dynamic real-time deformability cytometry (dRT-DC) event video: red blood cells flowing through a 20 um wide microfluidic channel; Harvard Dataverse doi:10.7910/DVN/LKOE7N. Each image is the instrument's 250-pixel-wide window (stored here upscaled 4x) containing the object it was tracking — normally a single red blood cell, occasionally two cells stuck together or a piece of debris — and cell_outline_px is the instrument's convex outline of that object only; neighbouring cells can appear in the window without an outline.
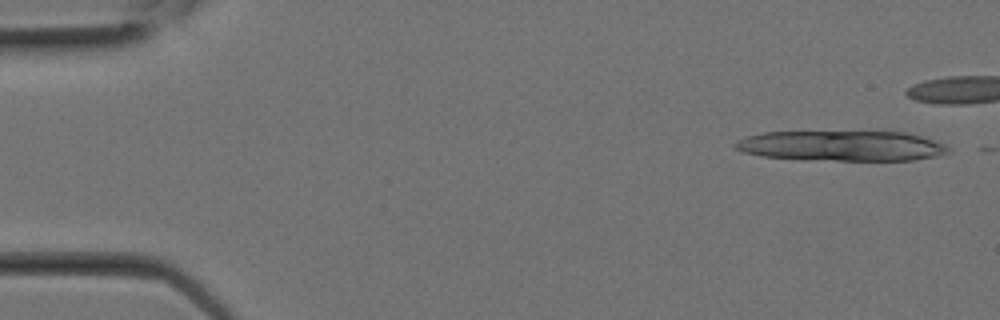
{"species": "Egyptian fruit bat (a non-hibernating species)", "species_latin": "Rousettus aegyptiacus", "temperature_condition": "room temperature", "stored_images_in_passage": 3, "segment_of_instrument_passage": [1, 2], "camera_frame_rate_fps": 3000, "um_per_image_px": 0.085, "animal": {"sex": "female"}, "frame": {"image": 1, "passage_image": 1, "time_ms": 0.0, "image_size_px": [1000, 320], "cell_outline_px": [[952, 152], [936, 156], [912, 160], [800, 160], [760, 156], [744, 152], [736, 148], [732, 144], [736, 140], [748, 136], [764, 132], [904, 132], [920, 136], [944, 144], [952, 148]], "centroid_in_image_um": [71.52, 12.41], "position_along_channel_um": 13.5, "area_um2": 37.74}}